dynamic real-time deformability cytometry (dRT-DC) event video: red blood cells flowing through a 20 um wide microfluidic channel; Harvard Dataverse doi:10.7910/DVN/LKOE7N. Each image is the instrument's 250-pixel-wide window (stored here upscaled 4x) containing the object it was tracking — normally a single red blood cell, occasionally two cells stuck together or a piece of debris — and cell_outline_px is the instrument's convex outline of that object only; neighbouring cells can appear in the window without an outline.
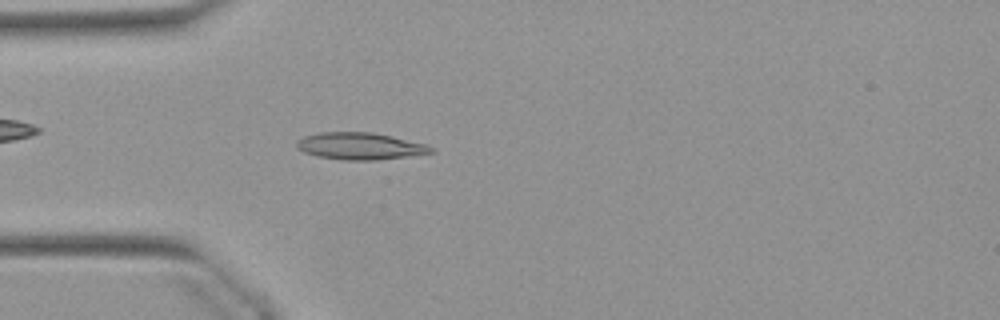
{"species": "Egyptian fruit bat (a non-hibernating species)", "species_latin": "Rousettus aegyptiacus", "temperature_condition": "warm", "stored_images_in_passage": 38, "camera_frame_rate_fps": 3000, "um_per_image_px": 0.085, "animal": {"sex": "female"}, "frame": {"image": 1, "passage_image": 1, "time_ms": 0.0, "image_size_px": [1000, 320], "cell_outline_px": [[436, 152], [408, 156], [376, 160], [344, 160], [320, 156], [304, 152], [296, 148], [296, 140], [304, 136], [320, 132], [372, 132], [392, 136], [424, 144], [432, 148]], "centroid_in_image_um": [30.57, 12.41], "position_along_channel_um": 54.4, "area_um2": 20.98}}
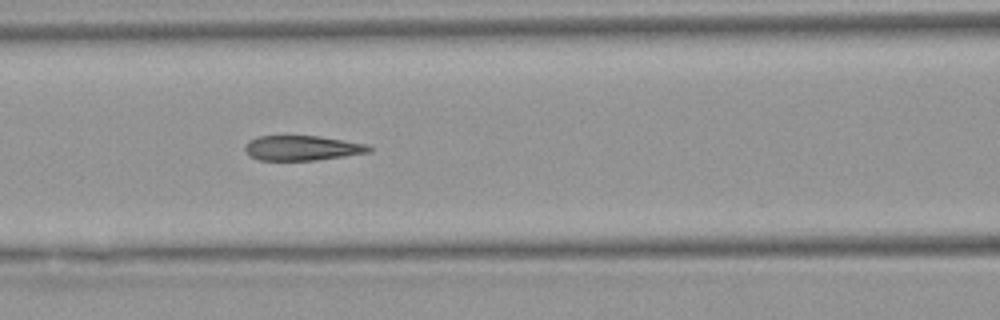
{"frame": {"image": 2, "passage_image": 8, "time_ms": 2.333, "image_size_px": [1000, 320], "cell_outline_px": [[372, 152], [316, 160], [260, 160], [252, 156], [244, 148], [244, 144], [248, 140], [256, 136], [320, 136], [368, 144], [372, 148]], "centroid_in_image_um": [25.71, 12.57], "position_along_channel_um": 140.9, "area_um2": 18.03}}
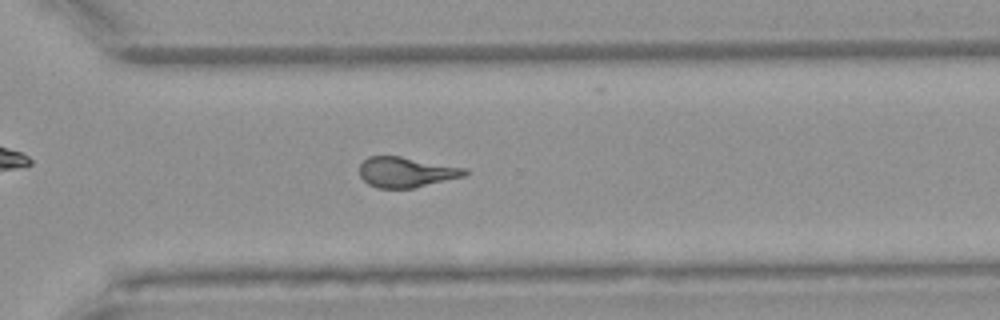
{"frame": {"image": 3, "passage_image": 23, "time_ms": 7.333, "image_size_px": [1000, 320], "cell_outline_px": [[468, 172], [464, 176], [412, 188], [376, 188], [368, 184], [360, 176], [360, 164], [368, 156], [400, 156], [468, 168]], "centroid_in_image_um": [34.52, 14.62], "position_along_channel_um": 336.1, "area_um2": 18.55}, "authors_computed_cell_mechanics": {"area_um2": 19.1029, "velocity_mm_per_s": 3.9091, "shape_relaxation_time_tau1_ms": null, "shape_relaxation_time_tau2_ms": 1.6031, "deformation_change_tau1": null, "deformation_change_tau2": 0.1106}}